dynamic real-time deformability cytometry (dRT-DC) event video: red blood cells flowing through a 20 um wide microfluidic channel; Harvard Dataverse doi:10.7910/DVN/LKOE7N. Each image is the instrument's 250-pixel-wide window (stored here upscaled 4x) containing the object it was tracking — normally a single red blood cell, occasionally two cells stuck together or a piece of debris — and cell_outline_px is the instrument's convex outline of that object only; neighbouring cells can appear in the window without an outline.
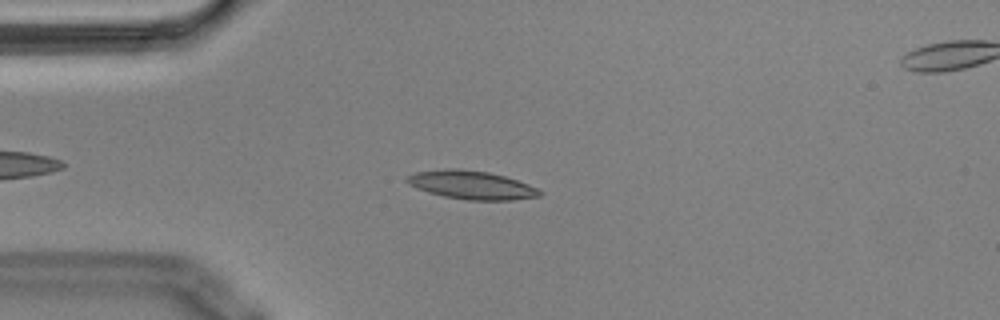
{"species": "Egyptian fruit bat (a non-hibernating species)", "species_latin": "Rousettus aegyptiacus", "temperature_condition": "cold", "stored_images_in_passage": 50, "camera_frame_rate_fps": 3000, "um_per_image_px": 0.085, "animal": {"sex": "male"}, "frame": {"image": 1, "passage_image": 9, "time_ms": 2.667, "image_size_px": [1000, 320], "cell_outline_px": [[544, 192], [540, 196], [512, 200], [468, 200], [444, 196], [428, 192], [416, 188], [408, 184], [404, 180], [408, 176], [416, 172], [444, 168], [460, 168], [488, 172], [504, 176], [528, 184]], "centroid_in_image_um": [40.06, 15.72], "position_along_channel_um": 44.9, "area_um2": 22.02}}
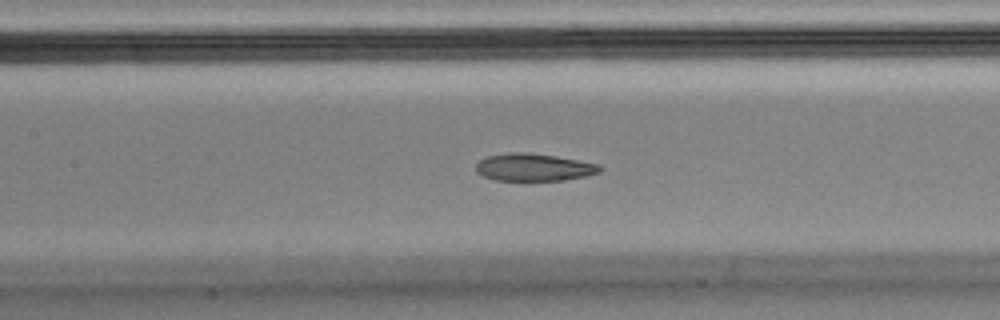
{"frame": {"image": 2, "passage_image": 20, "time_ms": 6.333, "image_size_px": [1000, 320], "cell_outline_px": [[604, 168], [600, 172], [584, 176], [564, 180], [496, 180], [484, 176], [476, 172], [476, 164], [480, 160], [488, 156], [508, 152], [528, 152], [556, 156], [600, 164]], "centroid_in_image_um": [45.39, 14.21], "position_along_channel_um": 162.0, "area_um2": 19.83}}
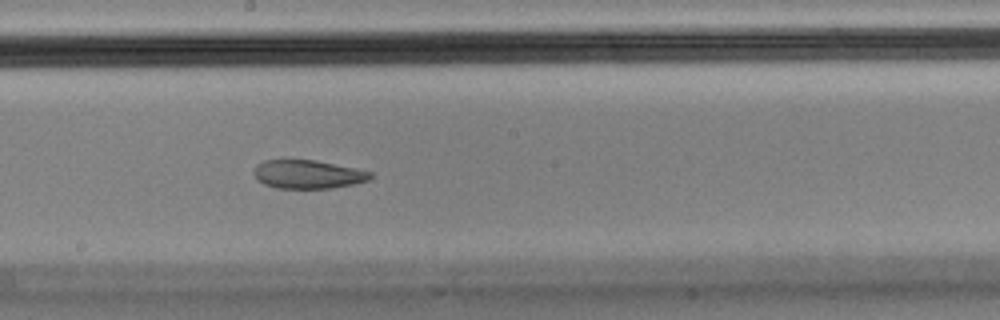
{"frame": {"image": 3, "passage_image": 25, "time_ms": 8.0, "image_size_px": [1000, 320], "cell_outline_px": [[372, 176], [368, 180], [352, 184], [332, 188], [276, 188], [264, 184], [256, 180], [252, 172], [256, 164], [264, 160], [316, 160], [356, 168], [372, 172]], "centroid_in_image_um": [26.12, 14.81], "position_along_channel_um": 222.1, "area_um2": 19.48}, "authors_computed_cell_mechanics": {"area_um2": 21.097, "velocity_mm_per_s": 3.6093, "shape_relaxation_time_tau1_ms": null, "shape_relaxation_time_tau2_ms": 1.9962, "deformation_change_tau1": null, "deformation_change_tau2": 0.085}}